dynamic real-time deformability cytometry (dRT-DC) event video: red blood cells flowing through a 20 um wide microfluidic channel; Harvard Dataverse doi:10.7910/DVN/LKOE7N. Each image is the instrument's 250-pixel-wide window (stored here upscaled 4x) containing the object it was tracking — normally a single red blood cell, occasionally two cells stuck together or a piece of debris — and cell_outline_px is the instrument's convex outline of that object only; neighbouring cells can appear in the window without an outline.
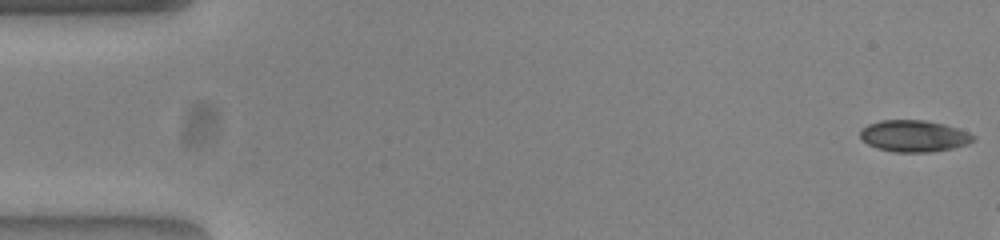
{"species": "common noctule bat (a hibernating species)", "species_latin": "Nyctalus noctula", "temperature_condition": "warm", "stored_images_in_passage": 9, "camera_frame_rate_fps": 3000, "um_per_image_px": 0.085, "animal": {"sex": "female", "body_mass_g": 23.0, "forearm_length_mm": 53.4}, "frame": {"image": 1, "passage_image": 1, "time_ms": 0.0, "image_size_px": [1000, 240], "cell_outline_px": [[976, 140], [968, 144], [952, 148], [928, 152], [892, 152], [876, 148], [868, 144], [860, 136], [860, 128], [868, 124], [880, 120], [924, 120], [944, 124], [968, 132], [976, 136]], "centroid_in_image_um": [77.68, 11.56], "position_along_channel_um": 7.3, "area_um2": 20.92}}